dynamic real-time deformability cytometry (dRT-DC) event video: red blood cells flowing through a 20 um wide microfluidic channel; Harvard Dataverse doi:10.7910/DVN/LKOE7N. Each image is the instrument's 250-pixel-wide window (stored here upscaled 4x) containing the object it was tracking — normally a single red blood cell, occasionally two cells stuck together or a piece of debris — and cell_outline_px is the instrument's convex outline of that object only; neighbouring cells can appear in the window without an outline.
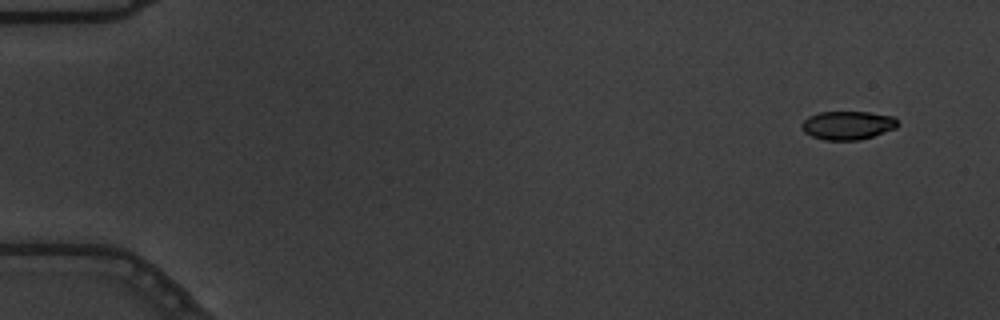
{"species": "common noctule bat (a hibernating species)", "species_latin": "Nyctalus noctula", "temperature_condition": "warm", "stored_images_in_passage": 57, "camera_frame_rate_fps": 3000, "um_per_image_px": 0.085, "animal": {"sex": "male", "body_mass_g": 19.5, "forearm_length_mm": 54.6}, "frame": {"image": 1, "passage_image": 4, "time_ms": 1.0, "image_size_px": [1000, 320], "cell_outline_px": [[896, 128], [860, 140], [824, 140], [812, 136], [804, 132], [800, 124], [808, 116], [820, 112], [868, 112], [892, 116], [896, 120]], "centroid_in_image_um": [72.0, 10.65], "position_along_channel_um": 13.0, "area_um2": 15.84}}
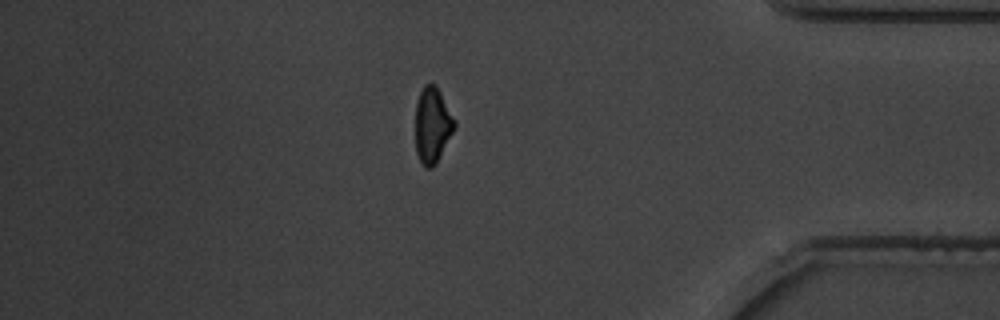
{"frame": {"image": 2, "passage_image": 49, "time_ms": 16.0, "image_size_px": [1000, 320], "cell_outline_px": [[456, 128], [436, 164], [432, 168], [424, 168], [416, 152], [416, 100], [424, 84], [436, 84], [456, 124]], "centroid_in_image_um": [36.75, 10.66], "position_along_channel_um": 398.5, "area_um2": 17.22}}
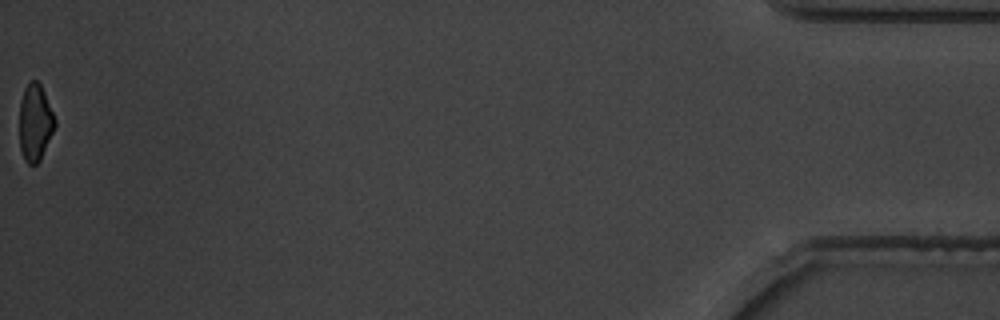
{"frame": {"image": 3, "passage_image": 57, "time_ms": 18.667, "image_size_px": [1000, 320], "cell_outline_px": [[56, 124], [40, 160], [36, 164], [28, 164], [24, 160], [20, 148], [20, 100], [24, 88], [32, 80], [36, 80], [40, 84], [44, 92], [56, 120]], "centroid_in_image_um": [2.98, 10.42], "position_along_channel_um": 432.2, "area_um2": 15.72}, "authors_computed_cell_mechanics": {"area_um2": 17.2244, "velocity_mm_per_s": 3.6593, "shape_relaxation_time_tau1_ms": 3.3452, "shape_relaxation_time_tau2_ms": 1.9743, "deformation_change_tau1": 0.1374, "deformation_change_tau2": 0.0775}}